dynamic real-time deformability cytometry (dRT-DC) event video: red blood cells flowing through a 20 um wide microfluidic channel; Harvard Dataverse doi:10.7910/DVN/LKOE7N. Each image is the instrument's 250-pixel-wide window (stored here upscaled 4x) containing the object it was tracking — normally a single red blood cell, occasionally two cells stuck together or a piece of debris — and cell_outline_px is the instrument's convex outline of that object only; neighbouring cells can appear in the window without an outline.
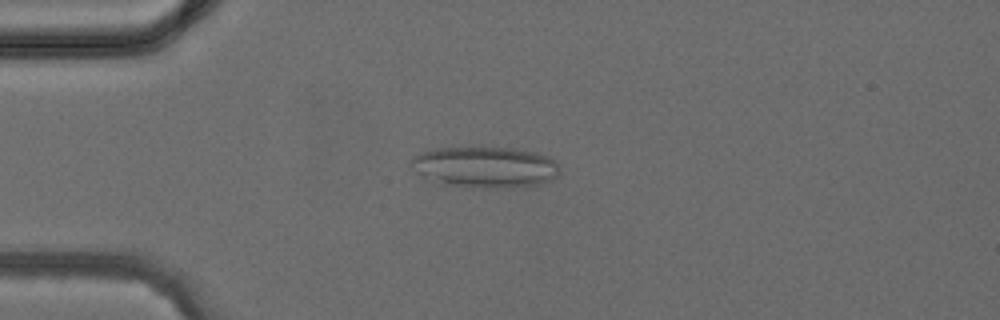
{"species": "common noctule bat (a hibernating species)", "species_latin": "Nyctalus noctula", "temperature_condition": "cold", "stored_images_in_passage": 41, "camera_frame_rate_fps": 3000, "um_per_image_px": 0.085, "animal": {"sex": "female", "body_mass_g": 24.6, "forearm_length_mm": 56.2}, "frame": {"image": 1, "passage_image": 10, "time_ms": 3.0, "image_size_px": [1000, 320], "cell_outline_px": [[560, 172], [552, 180], [536, 184], [512, 188], [440, 184], [416, 172], [408, 164], [412, 156], [436, 148], [512, 148], [540, 152], [556, 160], [560, 168]], "centroid_in_image_um": [41.27, 14.19], "position_along_channel_um": 43.7, "area_um2": 35.43}}
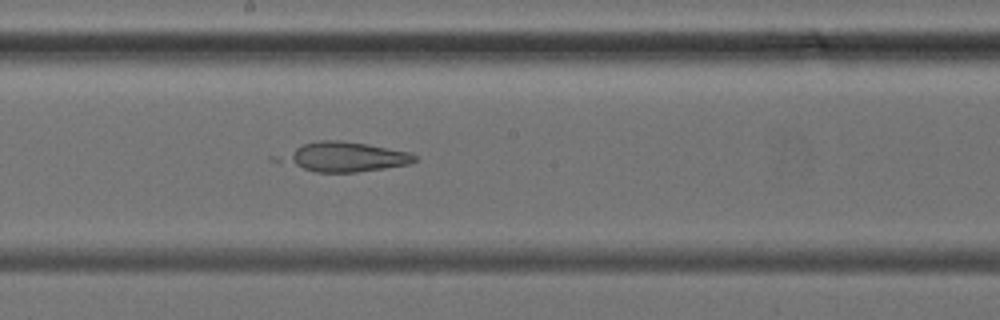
{"frame": {"image": 2, "passage_image": 22, "time_ms": 7.0, "image_size_px": [1000, 320], "cell_outline_px": [[420, 160], [408, 164], [384, 168], [356, 172], [316, 172], [268, 160], [268, 156], [304, 144], [320, 140], [340, 140], [368, 144], [412, 152]], "centroid_in_image_um": [29.12, 13.33], "position_along_channel_um": 219.1, "area_um2": 24.04}}
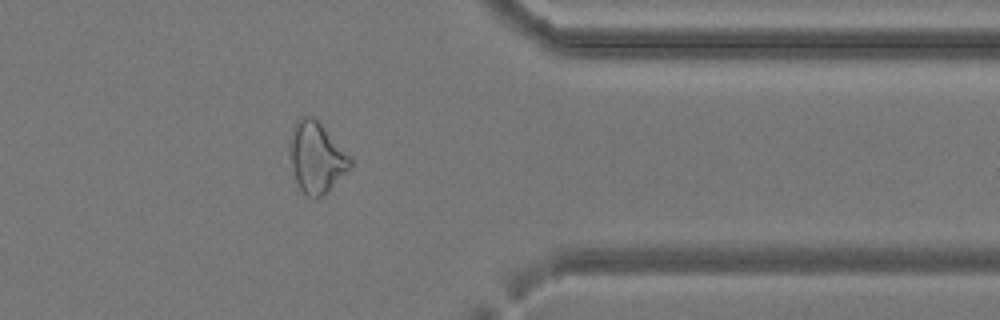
{"frame": {"image": 3, "passage_image": 33, "time_ms": 10.667, "image_size_px": [1000, 320], "cell_outline_px": [[352, 164], [316, 200], [308, 196], [300, 188], [296, 180], [288, 156], [288, 144], [292, 128], [296, 120], [300, 116], [312, 116], [352, 156]], "centroid_in_image_um": [26.84, 13.33], "position_along_channel_um": 384.6, "area_um2": 24.62}}